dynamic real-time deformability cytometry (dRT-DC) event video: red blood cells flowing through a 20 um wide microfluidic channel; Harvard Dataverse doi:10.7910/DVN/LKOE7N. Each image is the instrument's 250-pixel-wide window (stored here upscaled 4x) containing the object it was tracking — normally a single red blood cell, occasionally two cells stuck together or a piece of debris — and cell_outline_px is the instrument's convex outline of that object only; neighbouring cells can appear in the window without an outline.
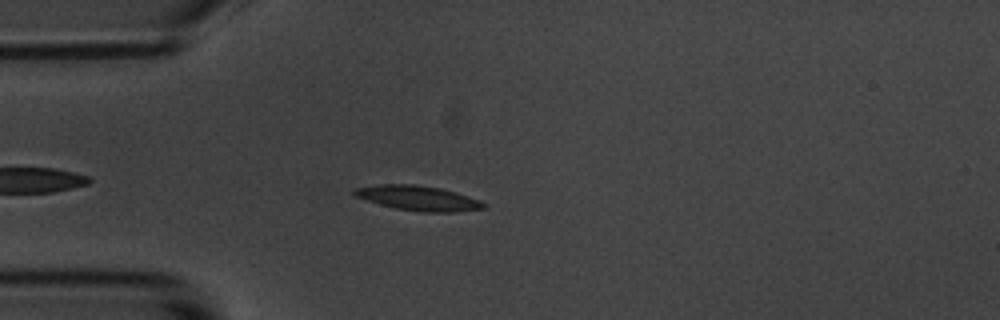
{"species": "common noctule bat (a hibernating species)", "species_latin": "Nyctalus noctula", "temperature_condition": "room temperature", "stored_images_in_passage": 3, "camera_frame_rate_fps": 3000, "um_per_image_px": 0.085, "animal": {"sex": "male", "body_mass_g": 20.1, "forearm_length_mm": 53.5}, "frame": {"image": 1, "passage_image": 3, "time_ms": 2.333, "image_size_px": [1000, 320], "cell_outline_px": [[484, 208], [452, 212], [424, 212], [396, 208], [380, 204], [352, 196], [352, 188], [380, 184], [412, 184], [440, 188], [456, 192], [480, 200], [484, 204]], "centroid_in_image_um": [35.47, 16.83], "position_along_channel_um": 49.5, "area_um2": 18.61}}